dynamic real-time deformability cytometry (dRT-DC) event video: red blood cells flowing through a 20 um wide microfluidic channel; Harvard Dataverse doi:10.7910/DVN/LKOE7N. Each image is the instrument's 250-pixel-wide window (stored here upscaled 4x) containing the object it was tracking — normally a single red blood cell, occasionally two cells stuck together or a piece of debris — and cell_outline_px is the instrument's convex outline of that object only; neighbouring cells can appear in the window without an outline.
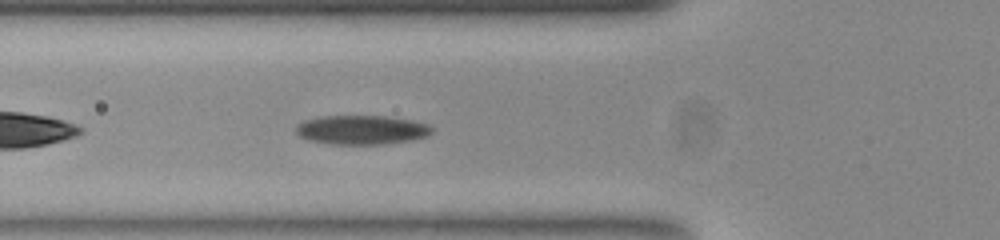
{"species": "common noctule bat (a hibernating species)", "species_latin": "Nyctalus noctula", "temperature_condition": "room temperature", "stored_images_in_passage": 40, "camera_frame_rate_fps": 3000, "um_per_image_px": 0.085, "animal": {"sex": "female", "body_mass_g": 23.0, "forearm_length_mm": 53.4}, "frame": {"image": 1, "passage_image": 5, "time_ms": 1.333, "image_size_px": [1000, 240], "cell_outline_px": [[432, 132], [424, 136], [404, 140], [376, 144], [332, 144], [312, 140], [300, 136], [296, 132], [296, 128], [304, 120], [320, 116], [388, 116], [412, 120], [428, 124], [432, 128]], "centroid_in_image_um": [30.71, 11.01], "position_along_channel_um": 95.1, "area_um2": 22.54}}
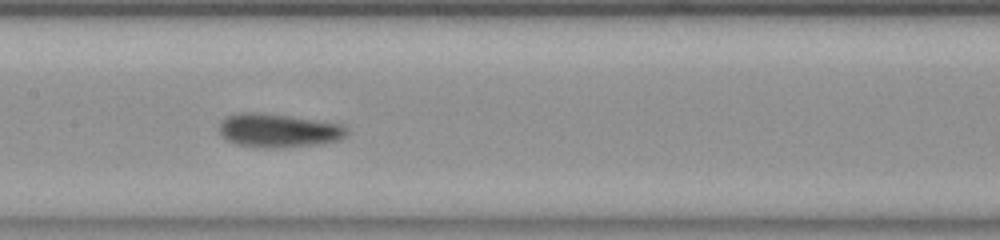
{"frame": {"image": 2, "passage_image": 12, "time_ms": 3.667, "image_size_px": [1000, 240], "cell_outline_px": [[348, 132], [344, 136], [336, 140], [308, 144], [240, 144], [224, 136], [220, 132], [220, 124], [228, 116], [236, 112], [264, 112], [340, 124]], "centroid_in_image_um": [23.64, 10.99], "position_along_channel_um": 183.8, "area_um2": 23.0}}
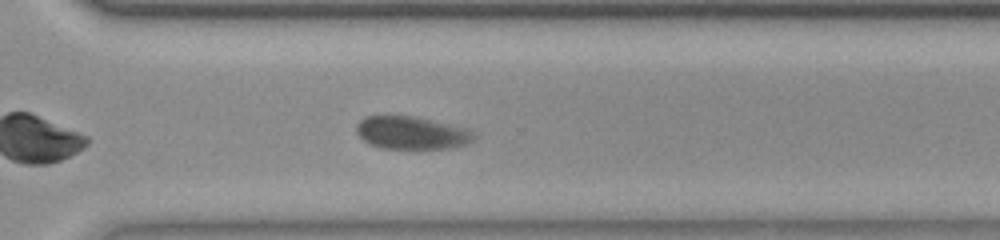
{"frame": {"image": 3, "passage_image": 24, "time_ms": 7.667, "image_size_px": [1000, 240], "cell_outline_px": [[476, 136], [464, 144], [444, 148], [384, 148], [372, 144], [364, 140], [356, 132], [356, 124], [364, 116], [384, 112], [412, 116], [464, 128], [472, 132]], "centroid_in_image_um": [34.85, 11.23], "position_along_channel_um": 335.8, "area_um2": 22.43}, "authors_computed_cell_mechanics": {"area_um2": 22.831, "velocity_mm_per_s": 3.7972, "shape_relaxation_time_tau1_ms": 6.2651, "shape_relaxation_time_tau2_ms": 0.726, "deformation_change_tau1": 0.144, "deformation_change_tau2": 0.0502}}